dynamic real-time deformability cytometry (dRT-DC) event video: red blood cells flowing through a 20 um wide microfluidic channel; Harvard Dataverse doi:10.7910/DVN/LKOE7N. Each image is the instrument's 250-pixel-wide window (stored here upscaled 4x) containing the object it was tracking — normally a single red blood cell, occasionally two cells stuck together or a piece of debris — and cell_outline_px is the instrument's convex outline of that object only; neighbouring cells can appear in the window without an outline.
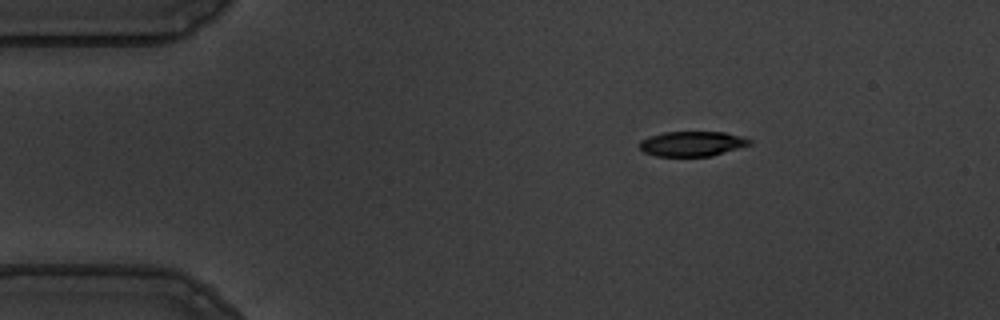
{"species": "common noctule bat (a hibernating species)", "species_latin": "Nyctalus noctula", "temperature_condition": "warm", "stored_images_in_passage": 47, "camera_frame_rate_fps": 3000, "um_per_image_px": 0.085, "animal": {"sex": "male", "body_mass_g": 19.5, "forearm_length_mm": 54.6}, "frame": {"image": 1, "passage_image": 1, "time_ms": 0.0, "image_size_px": [1000, 320], "cell_outline_px": [[752, 144], [712, 156], [656, 156], [644, 152], [640, 148], [640, 140], [664, 132], [724, 132], [752, 140]], "centroid_in_image_um": [58.83, 12.22], "position_along_channel_um": 26.2, "area_um2": 15.84}}
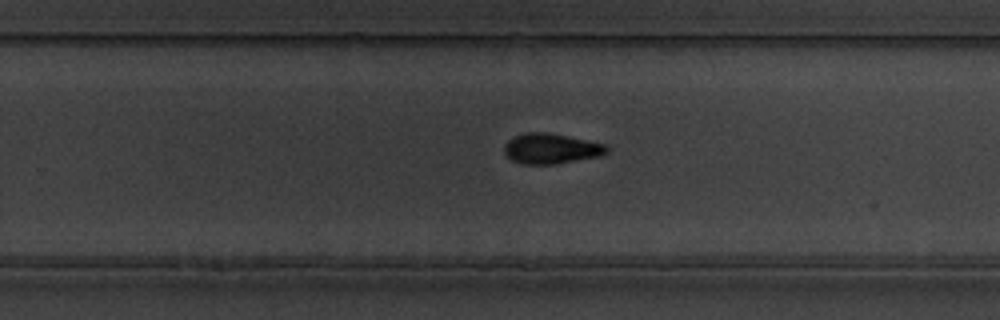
{"frame": {"image": 2, "passage_image": 27, "time_ms": 8.667, "image_size_px": [1000, 320], "cell_outline_px": [[608, 152], [600, 156], [556, 164], [524, 164], [512, 160], [504, 152], [504, 144], [512, 136], [524, 132], [548, 132], [568, 136], [604, 144], [608, 148]], "centroid_in_image_um": [46.81, 12.62], "position_along_channel_um": 283.0, "area_um2": 18.15}}
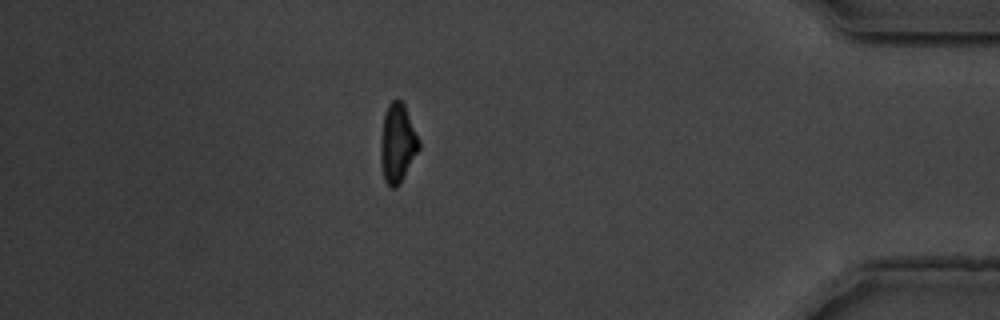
{"frame": {"image": 3, "passage_image": 40, "time_ms": 13.0, "image_size_px": [1000, 320], "cell_outline_px": [[420, 148], [400, 184], [396, 188], [392, 188], [384, 180], [380, 164], [380, 144], [384, 116], [388, 104], [392, 100], [400, 100], [404, 104], [420, 140]], "centroid_in_image_um": [33.79, 12.2], "position_along_channel_um": 401.4, "area_um2": 17.69}, "authors_computed_cell_mechanics": {"area_um2": 17.918, "velocity_mm_per_s": 3.6754, "shape_relaxation_time_tau1_ms": 5.2912, "shape_relaxation_time_tau2_ms": 4.7696, "deformation_change_tau1": 0.1741, "deformation_change_tau2": 0.1213}}